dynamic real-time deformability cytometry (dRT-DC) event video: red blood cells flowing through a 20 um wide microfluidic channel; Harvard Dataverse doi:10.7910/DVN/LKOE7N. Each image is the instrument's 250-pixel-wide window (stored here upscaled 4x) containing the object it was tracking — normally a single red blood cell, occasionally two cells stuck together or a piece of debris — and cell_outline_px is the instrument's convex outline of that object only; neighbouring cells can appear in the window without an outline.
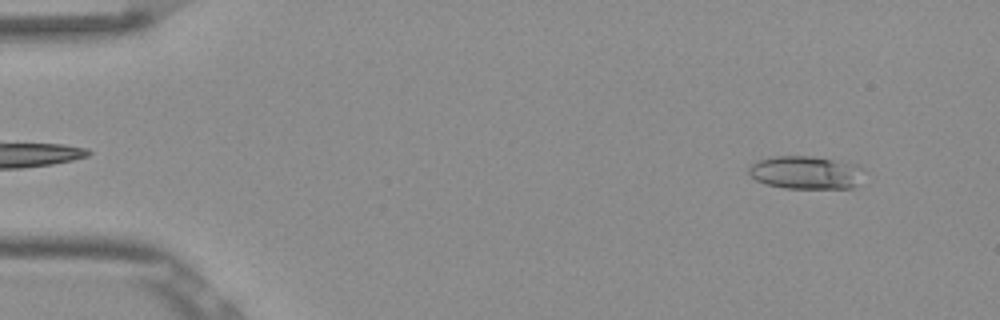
{"species": "Egyptian fruit bat (a non-hibernating species)", "species_latin": "Rousettus aegyptiacus", "temperature_condition": "room temperature", "stored_images_in_passage": 52, "camera_frame_rate_fps": 3000, "um_per_image_px": 0.085, "frame": {"image": 1, "passage_image": 4, "time_ms": 1.0, "image_size_px": [1000, 320], "cell_outline_px": [[864, 168], [856, 184], [852, 188], [784, 188], [768, 184], [756, 180], [748, 172], [748, 168], [756, 160], [776, 156], [808, 156], [856, 164]], "centroid_in_image_um": [68.46, 14.66], "position_along_channel_um": 16.5, "area_um2": 21.91}}
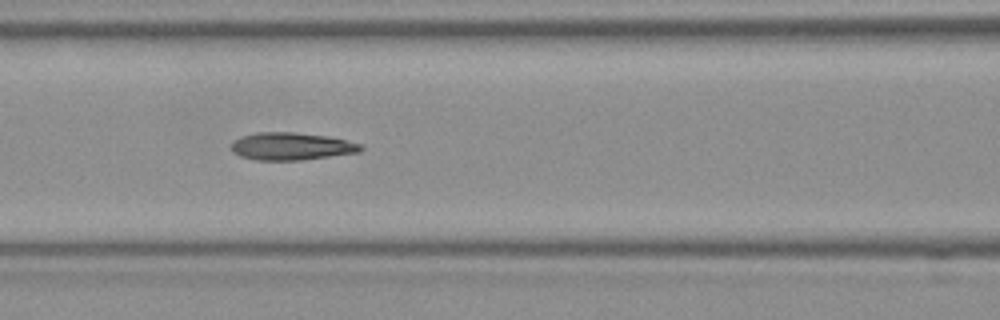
{"frame": {"image": 2, "passage_image": 22, "time_ms": 7.0, "image_size_px": [1000, 320], "cell_outline_px": [[364, 148], [360, 152], [300, 160], [256, 160], [240, 156], [232, 152], [232, 140], [240, 136], [256, 132], [292, 132], [328, 136], [364, 144]], "centroid_in_image_um": [24.76, 12.43], "position_along_channel_um": 141.8, "area_um2": 20.92}}
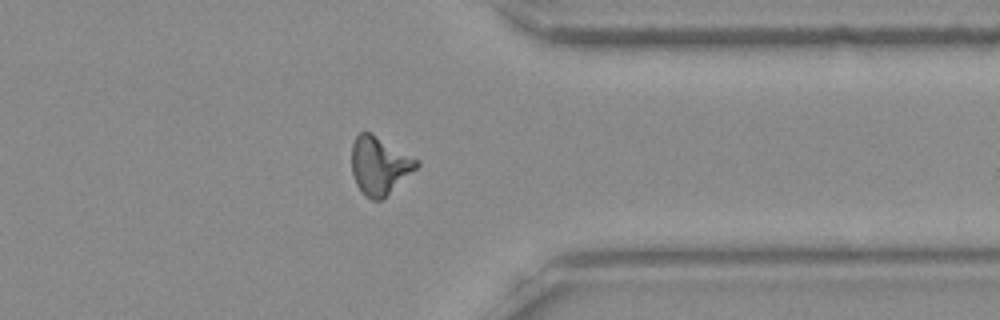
{"frame": {"image": 3, "passage_image": 41, "time_ms": 13.333, "image_size_px": [1000, 320], "cell_outline_px": [[420, 164], [416, 168], [380, 200], [372, 200], [364, 196], [356, 184], [352, 172], [352, 144], [356, 136], [360, 132], [372, 132], [420, 160]], "centroid_in_image_um": [32.24, 14.03], "position_along_channel_um": 379.2, "area_um2": 21.79}, "authors_computed_cell_mechanics": {"area_um2": 20.5768, "velocity_mm_per_s": 3.8577, "shape_relaxation_time_tau1_ms": 10.6925, "shape_relaxation_time_tau2_ms": 2.7161, "deformation_change_tau1": 0.2639, "deformation_change_tau2": 0.1178}}